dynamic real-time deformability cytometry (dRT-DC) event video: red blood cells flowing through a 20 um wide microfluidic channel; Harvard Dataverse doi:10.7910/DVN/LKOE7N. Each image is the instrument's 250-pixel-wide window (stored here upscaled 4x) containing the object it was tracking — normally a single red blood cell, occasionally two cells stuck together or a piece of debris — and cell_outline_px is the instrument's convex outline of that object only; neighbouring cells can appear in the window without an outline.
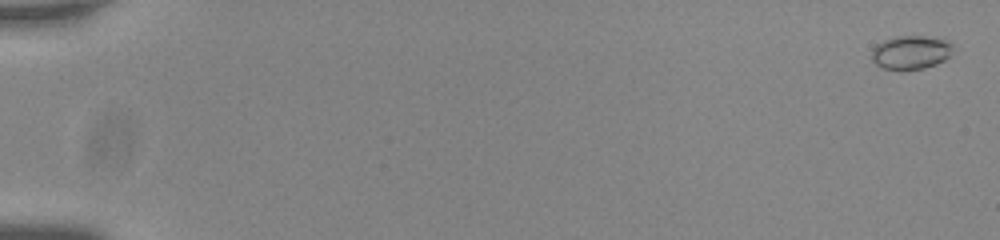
{"species": "common noctule bat (a hibernating species)", "species_latin": "Nyctalus noctula", "temperature_condition": "room temperature", "stored_images_in_passage": 56, "camera_frame_rate_fps": 3000, "um_per_image_px": 0.085, "animal": {"sex": "male", "body_mass_g": 20.0, "forearm_length_mm": 53.3}, "frame": {"image": 1, "passage_image": 1, "time_ms": 0.0, "image_size_px": [1000, 240], "cell_outline_px": [[952, 44], [948, 56], [944, 60], [936, 64], [924, 68], [884, 68], [876, 64], [872, 60], [872, 48], [876, 44], [884, 40], [896, 36], [920, 36], [944, 40]], "centroid_in_image_um": [77.37, 4.43], "position_along_channel_um": 7.6, "area_um2": 15.37}}
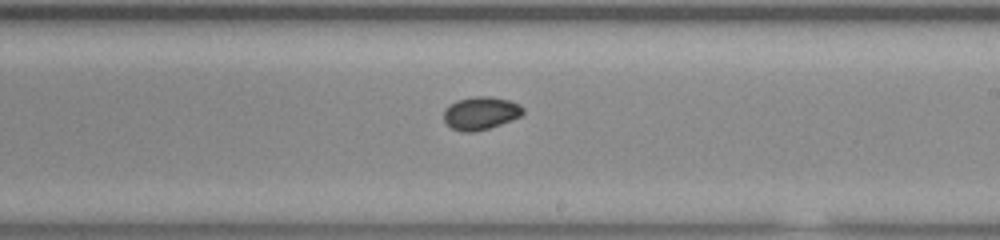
{"frame": {"image": 2, "passage_image": 35, "time_ms": 11.333, "image_size_px": [1000, 240], "cell_outline_px": [[524, 112], [520, 116], [500, 124], [488, 128], [472, 132], [460, 132], [452, 128], [444, 120], [444, 112], [456, 100], [476, 96], [492, 96], [508, 100], [520, 104], [524, 108]], "centroid_in_image_um": [40.88, 9.61], "position_along_channel_um": 248.1, "area_um2": 15.03}}
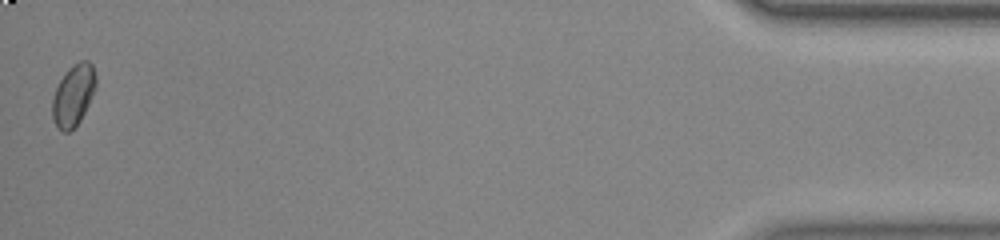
{"frame": {"image": 3, "passage_image": 56, "time_ms": 18.333, "image_size_px": [1000, 240], "cell_outline_px": [[96, 88], [80, 120], [68, 132], [64, 132], [56, 124], [52, 116], [52, 100], [56, 88], [60, 80], [68, 68], [80, 60], [88, 60], [92, 64], [96, 76]], "centroid_in_image_um": [6.25, 8.05], "position_along_channel_um": 429.0, "area_um2": 15.37}, "authors_computed_cell_mechanics": {"area_um2": 15.028, "velocity_mm_per_s": 3.757, "shape_relaxation_time_tau1_ms": 9.7228, "shape_relaxation_time_tau2_ms": 1.8018, "deformation_change_tau1": 0.0748, "deformation_change_tau2": 0.031}}